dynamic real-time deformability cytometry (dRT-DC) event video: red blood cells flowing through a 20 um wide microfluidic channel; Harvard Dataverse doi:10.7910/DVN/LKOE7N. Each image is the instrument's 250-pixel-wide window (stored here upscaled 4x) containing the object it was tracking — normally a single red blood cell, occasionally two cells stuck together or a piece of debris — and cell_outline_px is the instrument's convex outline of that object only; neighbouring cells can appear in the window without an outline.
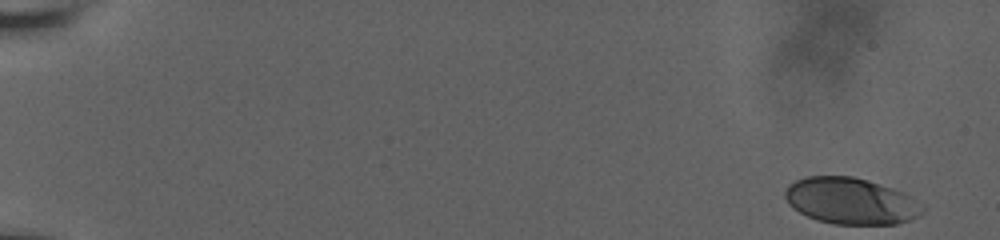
{"species": "human", "species_latin": "Homo sapiens", "temperature_condition": "room temperature", "stored_images_in_passage": 14, "camera_frame_rate_fps": 3000, "um_per_image_px": 0.085, "donor": {"sex": "male"}, "frame": {"image": 1, "passage_image": 1, "time_ms": 0.0, "image_size_px": [1000, 240], "cell_outline_px": [[924, 208], [916, 216], [908, 220], [896, 224], [832, 224], [816, 220], [792, 208], [788, 204], [784, 196], [784, 192], [788, 184], [796, 180], [808, 176], [852, 176], [868, 180], [904, 192]], "centroid_in_image_um": [72.25, 17.08], "position_along_channel_um": 12.7, "area_um2": 36.99}}
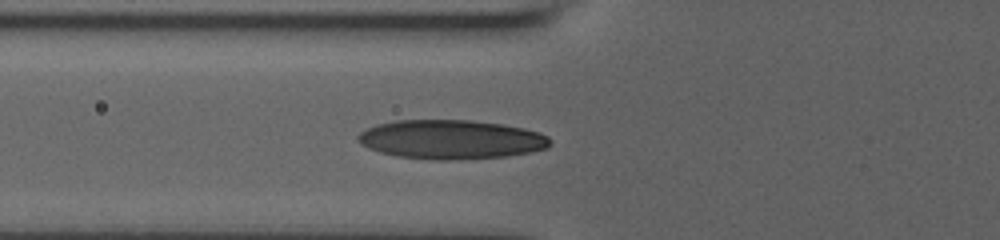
{"frame": {"image": 2, "passage_image": 12, "time_ms": 3.667, "image_size_px": [1000, 240], "cell_outline_px": [[552, 144], [548, 148], [508, 156], [456, 160], [432, 160], [396, 156], [380, 152], [368, 148], [356, 140], [356, 136], [360, 132], [376, 124], [396, 120], [472, 120], [500, 124], [524, 128], [540, 132], [548, 136], [552, 140]], "centroid_in_image_um": [38.35, 11.86], "position_along_channel_um": 87.5, "area_um2": 44.16}}
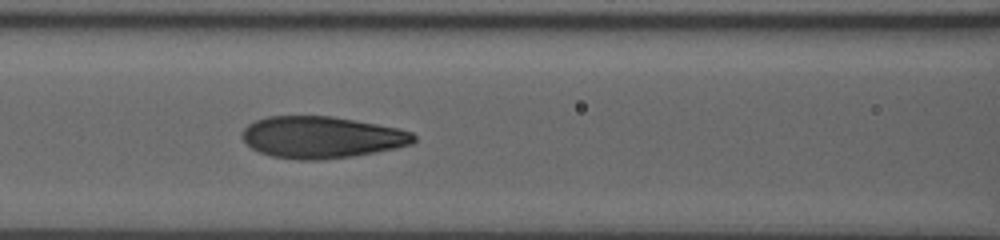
{"frame": {"image": 3, "passage_image": 14, "time_ms": 4.333, "image_size_px": [1000, 240], "cell_outline_px": [[416, 140], [412, 144], [396, 148], [376, 152], [352, 156], [320, 160], [296, 160], [272, 156], [260, 152], [252, 148], [244, 140], [244, 128], [248, 124], [256, 120], [268, 116], [332, 116], [400, 128], [412, 132], [416, 136]], "centroid_in_image_um": [27.38, 11.67], "position_along_channel_um": 139.2, "area_um2": 41.73}}